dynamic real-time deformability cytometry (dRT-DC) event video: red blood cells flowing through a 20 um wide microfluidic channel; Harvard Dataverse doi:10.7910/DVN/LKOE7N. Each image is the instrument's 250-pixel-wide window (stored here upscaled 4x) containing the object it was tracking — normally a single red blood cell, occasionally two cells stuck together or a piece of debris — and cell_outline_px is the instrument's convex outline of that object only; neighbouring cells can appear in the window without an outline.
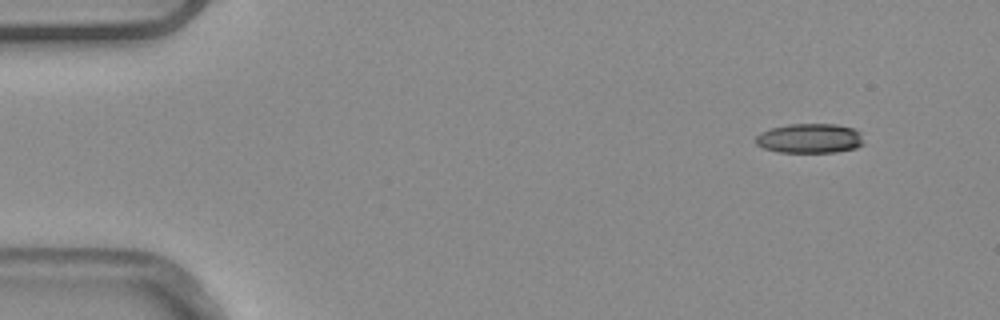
{"species": "common noctule bat (a hibernating species)", "species_latin": "Nyctalus noctula", "temperature_condition": "warm", "stored_images_in_passage": 4, "camera_frame_rate_fps": 3000, "um_per_image_px": 0.085, "animal": {"sex": "male", "body_mass_g": 20.4}, "frame": {"image": 1, "passage_image": 1, "time_ms": 0.0, "image_size_px": [1000, 320], "cell_outline_px": [[864, 144], [856, 148], [836, 152], [780, 152], [764, 148], [756, 144], [756, 136], [760, 132], [772, 128], [788, 124], [836, 124], [852, 128], [860, 132]], "centroid_in_image_um": [68.84, 11.76], "position_along_channel_um": 16.2, "area_um2": 18.61}}
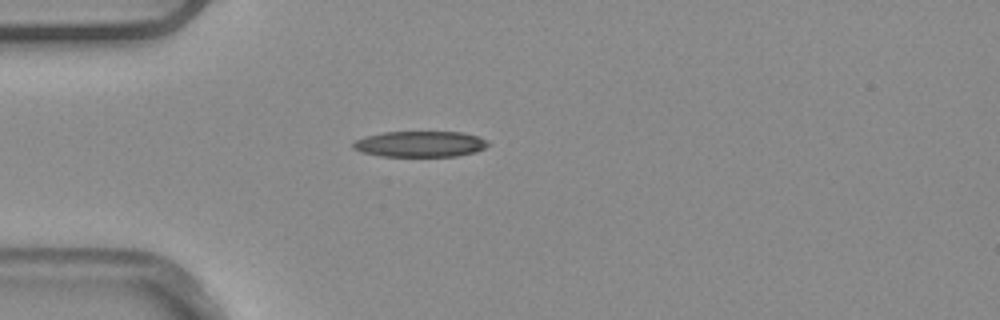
{"frame": {"image": 2, "passage_image": 4, "time_ms": 1.0, "image_size_px": [1000, 320], "cell_outline_px": [[488, 144], [484, 148], [476, 152], [456, 156], [380, 156], [360, 152], [352, 148], [352, 144], [356, 140], [364, 136], [384, 132], [460, 132], [476, 136], [484, 140]], "centroid_in_image_um": [35.64, 12.25], "position_along_channel_um": 49.4, "area_um2": 20.23}}